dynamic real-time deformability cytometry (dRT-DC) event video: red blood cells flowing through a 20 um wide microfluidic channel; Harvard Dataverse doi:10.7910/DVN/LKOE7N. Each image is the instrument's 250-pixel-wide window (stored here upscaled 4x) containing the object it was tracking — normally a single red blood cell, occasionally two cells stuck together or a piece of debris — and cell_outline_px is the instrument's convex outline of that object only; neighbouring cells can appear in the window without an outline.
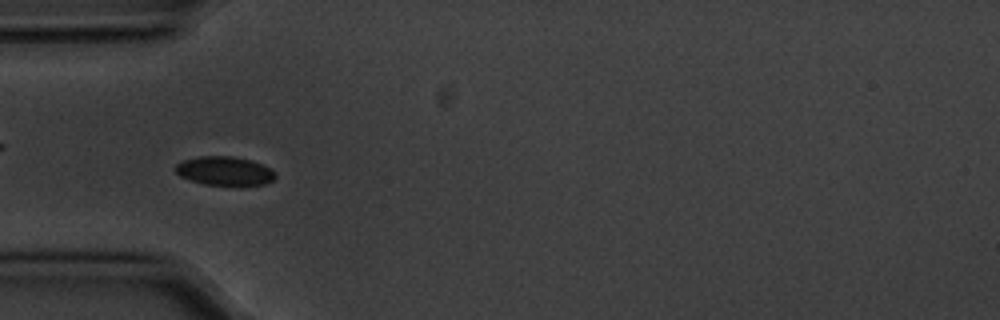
{"species": "common noctule bat (a hibernating species)", "species_latin": "Nyctalus noctula", "temperature_condition": "cold", "stored_images_in_passage": 56, "camera_frame_rate_fps": 3000, "um_per_image_px": 0.085, "animal": {"sex": "male", "body_mass_g": 20.1, "forearm_length_mm": 53.5}, "frame": {"image": 1, "passage_image": 17, "time_ms": 5.333, "image_size_px": [1000, 320], "cell_outline_px": [[276, 176], [272, 180], [264, 184], [240, 188], [204, 184], [188, 180], [180, 176], [176, 172], [176, 164], [184, 160], [200, 156], [232, 156], [252, 160], [276, 172]], "centroid_in_image_um": [19.11, 14.58], "position_along_channel_um": 65.9, "area_um2": 17.34}}